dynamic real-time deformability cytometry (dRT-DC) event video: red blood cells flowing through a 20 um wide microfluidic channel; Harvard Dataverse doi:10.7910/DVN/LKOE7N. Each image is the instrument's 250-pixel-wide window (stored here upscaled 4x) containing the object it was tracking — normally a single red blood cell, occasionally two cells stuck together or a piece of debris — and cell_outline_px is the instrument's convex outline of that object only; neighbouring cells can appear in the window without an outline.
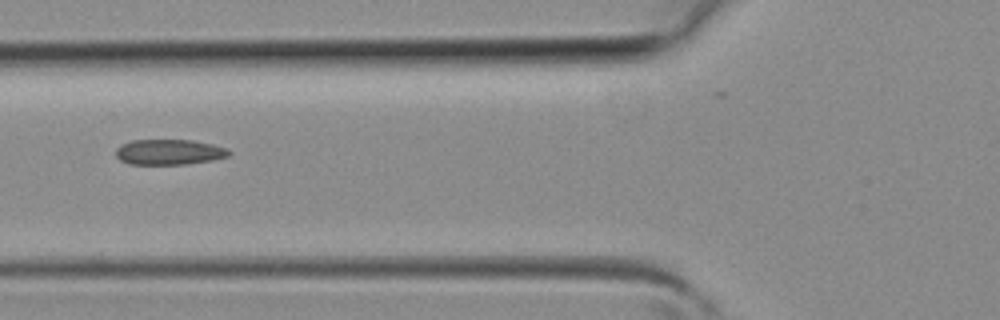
{"species": "common noctule bat (a hibernating species)", "species_latin": "Nyctalus noctula", "temperature_condition": "room temperature", "stored_images_in_passage": 4, "segment_of_instrument_passage": [1, 2], "camera_frame_rate_fps": 3000, "um_per_image_px": 0.085, "animal": {"sex": "female", "body_mass_g": 19.3, "forearm_length_mm": 54.1}, "frame": {"image": 1, "passage_image": 3, "time_ms": 0.667, "image_size_px": [1000, 320], "cell_outline_px": [[232, 152], [228, 156], [212, 160], [184, 164], [128, 164], [120, 160], [116, 156], [116, 148], [120, 144], [132, 140], [192, 140], [212, 144], [228, 148]], "centroid_in_image_um": [14.37, 12.92], "position_along_channel_um": 111.4, "area_um2": 16.82}}